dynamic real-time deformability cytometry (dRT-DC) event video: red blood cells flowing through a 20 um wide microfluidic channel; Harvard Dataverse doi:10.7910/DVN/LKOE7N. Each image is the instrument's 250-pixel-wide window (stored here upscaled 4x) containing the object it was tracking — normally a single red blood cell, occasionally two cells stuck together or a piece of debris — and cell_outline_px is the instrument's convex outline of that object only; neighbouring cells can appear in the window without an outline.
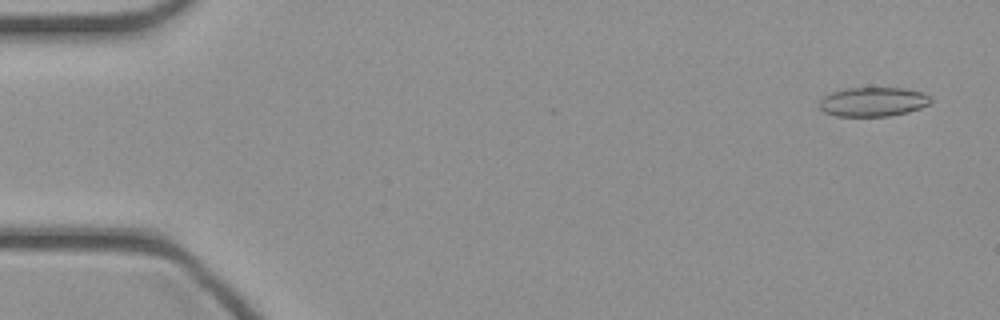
{"species": "common noctule bat (a hibernating species)", "species_latin": "Nyctalus noctula", "temperature_condition": "cold", "stored_images_in_passage": 43, "camera_frame_rate_fps": 3000, "um_per_image_px": 0.085, "animal": {"sex": "female", "body_mass_g": 21.9}, "frame": {"image": 1, "passage_image": 2, "time_ms": 0.333, "image_size_px": [1000, 320], "cell_outline_px": [[932, 100], [928, 104], [920, 108], [908, 112], [888, 116], [836, 116], [824, 112], [820, 108], [820, 100], [824, 96], [832, 92], [844, 88], [900, 88], [924, 92], [932, 96]], "centroid_in_image_um": [74.23, 8.65], "position_along_channel_um": 10.8, "area_um2": 19.02}}
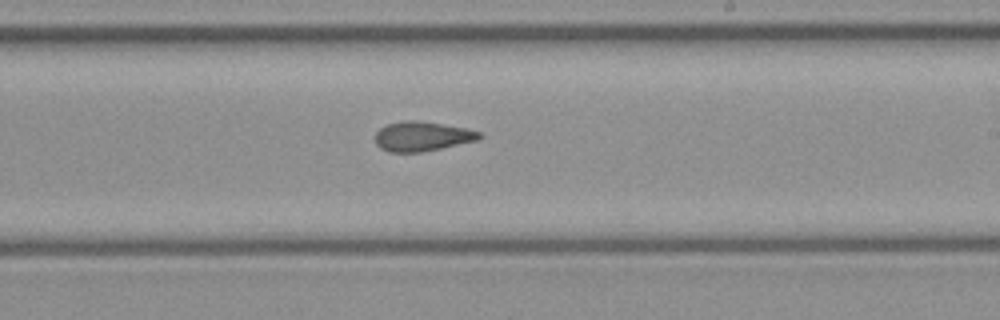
{"frame": {"image": 2, "passage_image": 27, "time_ms": 8.667, "image_size_px": [1000, 320], "cell_outline_px": [[484, 136], [480, 140], [420, 152], [388, 152], [380, 148], [376, 144], [376, 132], [380, 128], [388, 124], [404, 120], [416, 120], [468, 128], [480, 132]], "centroid_in_image_um": [35.91, 11.59], "position_along_channel_um": 253.1, "area_um2": 18.03}}
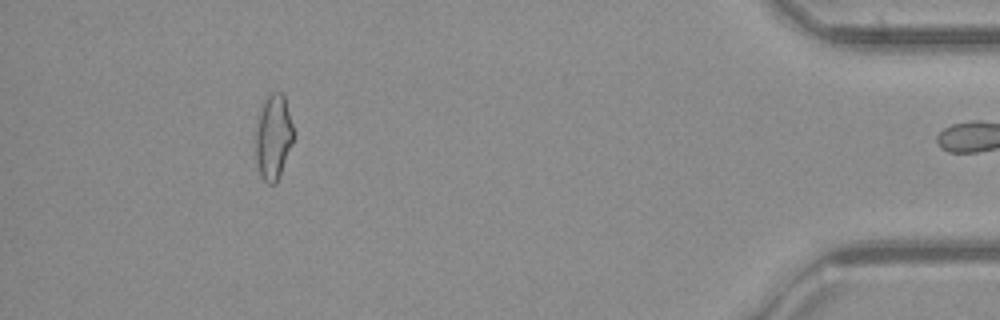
{"frame": {"image": 3, "passage_image": 42, "time_ms": 13.667, "image_size_px": [1000, 320], "cell_outline_px": [[292, 144], [276, 184], [268, 184], [260, 176], [256, 160], [256, 124], [264, 104], [268, 96], [272, 92], [280, 92], [284, 96], [292, 124]], "centroid_in_image_um": [23.22, 11.69], "position_along_channel_um": 412.0, "area_um2": 18.26}}